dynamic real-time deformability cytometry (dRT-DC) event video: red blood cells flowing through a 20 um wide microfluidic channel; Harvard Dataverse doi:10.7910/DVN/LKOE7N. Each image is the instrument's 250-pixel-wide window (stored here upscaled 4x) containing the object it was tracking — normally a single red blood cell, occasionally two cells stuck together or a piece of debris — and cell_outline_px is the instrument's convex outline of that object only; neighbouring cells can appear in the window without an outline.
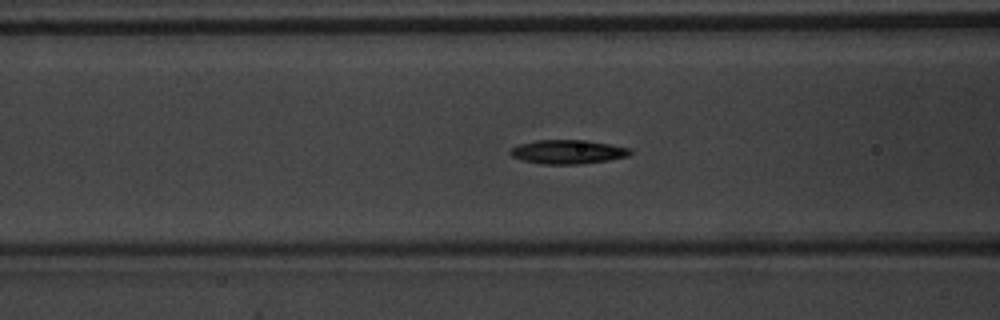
{"species": "common noctule bat (a hibernating species)", "species_latin": "Nyctalus noctula", "temperature_condition": "warm", "stored_images_in_passage": 42, "camera_frame_rate_fps": 3000, "um_per_image_px": 0.085, "animal": {"sex": "male", "body_mass_g": 20.1, "forearm_length_mm": 53.5}, "frame": {"image": 1, "passage_image": 10, "time_ms": 3.0, "image_size_px": [1000, 320], "cell_outline_px": [[632, 152], [628, 156], [608, 160], [580, 164], [540, 164], [524, 160], [512, 156], [508, 152], [512, 148], [520, 144], [536, 140], [588, 140], [632, 148]], "centroid_in_image_um": [48.29, 12.9], "position_along_channel_um": 118.3, "area_um2": 16.76}}
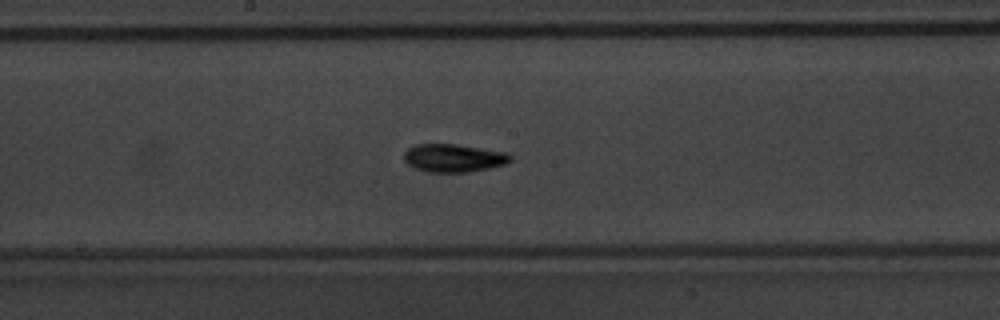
{"frame": {"image": 2, "passage_image": 17, "time_ms": 5.333, "image_size_px": [1000, 320], "cell_outline_px": [[512, 160], [504, 164], [488, 168], [468, 172], [428, 172], [412, 168], [404, 160], [404, 152], [408, 148], [416, 144], [456, 144], [508, 152], [512, 156]], "centroid_in_image_um": [38.54, 13.43], "position_along_channel_um": 209.7, "area_um2": 17.51}}
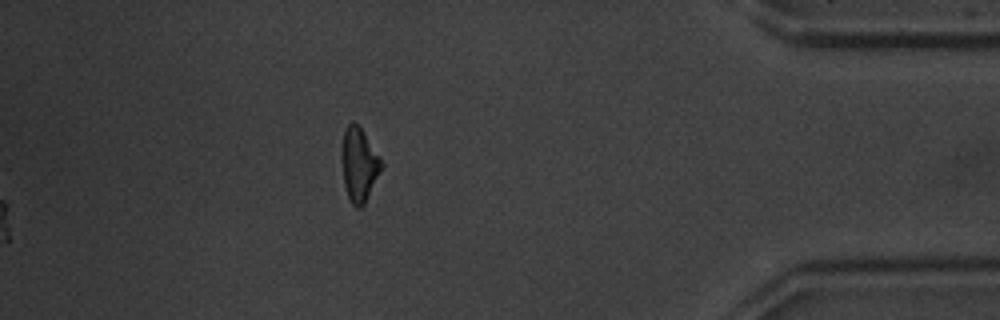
{"frame": {"image": 3, "passage_image": 42, "time_ms": 13.667, "image_size_px": [1000, 320], "cell_outline_px": [[384, 168], [364, 204], [360, 208], [356, 208], [352, 204], [344, 188], [344, 128], [352, 120], [360, 128], [384, 164]], "centroid_in_image_um": [30.57, 14.05], "position_along_channel_um": 404.6, "area_um2": 16.47}, "authors_computed_cell_mechanics": {"area_um2": 16.3285, "velocity_mm_per_s": 3.905, "shape_relaxation_time_tau1_ms": 2.374, "shape_relaxation_time_tau2_ms": 2.6746, "deformation_change_tau1": 0.1508, "deformation_change_tau2": 0.1017}}